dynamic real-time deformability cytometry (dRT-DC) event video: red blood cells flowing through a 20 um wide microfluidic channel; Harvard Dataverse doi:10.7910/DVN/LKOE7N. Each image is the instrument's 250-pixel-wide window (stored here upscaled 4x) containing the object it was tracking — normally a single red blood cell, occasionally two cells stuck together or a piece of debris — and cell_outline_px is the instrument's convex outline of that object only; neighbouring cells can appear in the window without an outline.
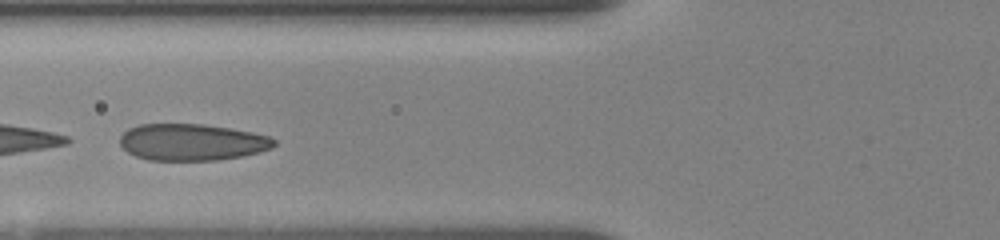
{"species": "human", "species_latin": "Homo sapiens", "temperature_condition": "room temperature", "stored_images_in_passage": 38, "camera_frame_rate_fps": 3000, "um_per_image_px": 0.085, "donor": {"sex": "female"}, "frame": {"image": 1, "passage_image": 12, "time_ms": 3.667, "image_size_px": [1000, 240], "cell_outline_px": [[276, 144], [272, 148], [260, 152], [244, 156], [216, 160], [148, 160], [136, 156], [128, 152], [120, 144], [120, 136], [128, 128], [140, 124], [204, 124], [252, 132], [272, 136], [276, 140]], "centroid_in_image_um": [16.34, 12.08], "position_along_channel_um": 109.5, "area_um2": 33.12}}
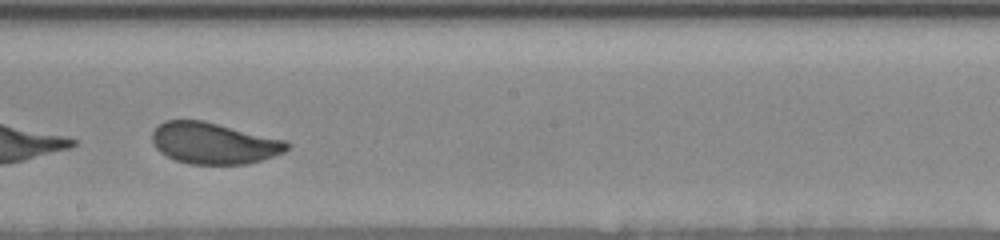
{"frame": {"image": 2, "passage_image": 22, "time_ms": 7.0, "image_size_px": [1000, 240], "cell_outline_px": [[292, 144], [284, 152], [248, 164], [188, 164], [176, 160], [160, 152], [152, 144], [152, 132], [156, 124], [164, 120], [204, 120], [284, 140]], "centroid_in_image_um": [18.13, 12.16], "position_along_channel_um": 230.1, "area_um2": 32.6}}
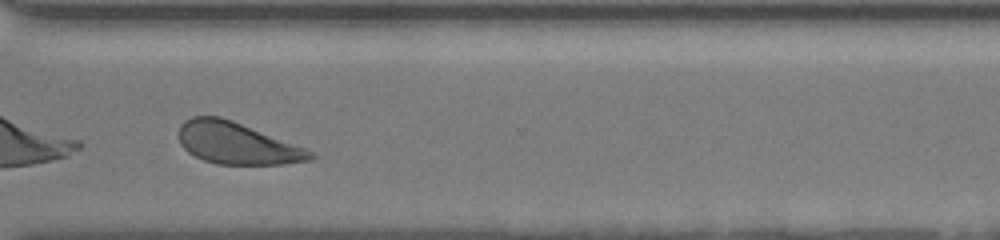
{"frame": {"image": 3, "passage_image": 32, "time_ms": 10.333, "image_size_px": [1000, 240], "cell_outline_px": [[316, 156], [312, 160], [284, 164], [216, 164], [204, 160], [188, 152], [180, 144], [180, 124], [184, 120], [192, 116], [220, 116], [232, 120], [304, 148], [312, 152]], "centroid_in_image_um": [20.11, 12.18], "position_along_channel_um": 350.5, "area_um2": 31.67}, "authors_computed_cell_mechanics": {"area_um2": 33.2639, "velocity_mm_per_s": 3.614, "shape_relaxation_time_tau1_ms": 2.7577, "shape_relaxation_time_tau2_ms": null, "deformation_change_tau1": 0.1028, "deformation_change_tau2": null}}